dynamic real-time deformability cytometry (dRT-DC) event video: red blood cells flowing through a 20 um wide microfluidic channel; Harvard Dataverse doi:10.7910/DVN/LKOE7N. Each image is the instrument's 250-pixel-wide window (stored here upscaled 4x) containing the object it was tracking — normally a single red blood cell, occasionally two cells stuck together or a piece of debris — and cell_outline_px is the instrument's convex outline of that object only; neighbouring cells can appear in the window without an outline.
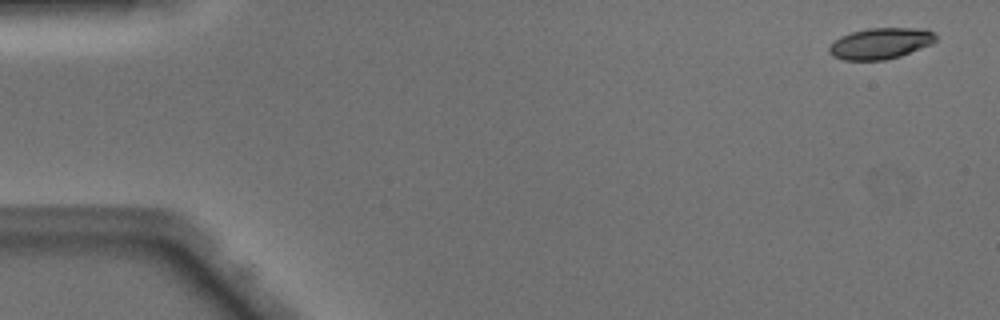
{"species": "Egyptian fruit bat (a non-hibernating species)", "species_latin": "Rousettus aegyptiacus", "temperature_condition": "warm", "stored_images_in_passage": 48, "camera_frame_rate_fps": 3000, "um_per_image_px": 0.085, "animal": {"sex": "male"}, "frame": {"image": 1, "passage_image": 1, "time_ms": 0.0, "image_size_px": [1000, 320], "cell_outline_px": [[936, 40], [932, 44], [900, 56], [884, 60], [844, 60], [832, 56], [828, 52], [828, 48], [840, 36], [852, 32], [868, 28], [924, 28], [932, 32], [936, 36]], "centroid_in_image_um": [74.84, 3.69], "position_along_channel_um": 10.2, "area_um2": 19.31}}
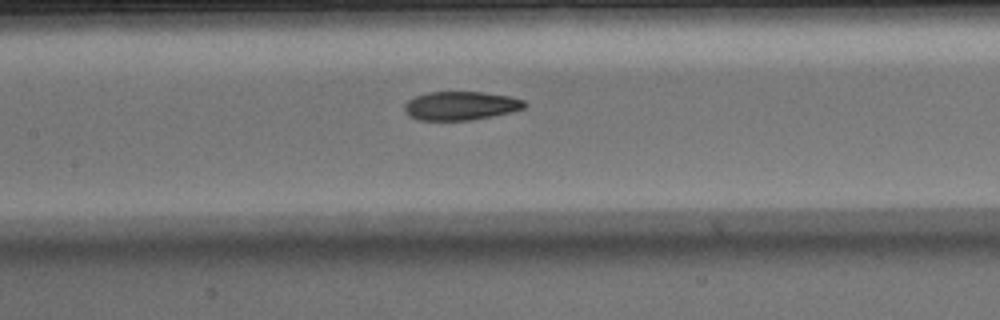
{"frame": {"image": 2, "passage_image": 22, "time_ms": 7.0, "image_size_px": [1000, 320], "cell_outline_px": [[528, 104], [524, 108], [492, 116], [472, 120], [416, 120], [408, 116], [404, 112], [404, 104], [408, 100], [416, 96], [428, 92], [484, 92], [508, 96], [524, 100]], "centroid_in_image_um": [39.12, 8.99], "position_along_channel_um": 168.3, "area_um2": 20.11}}
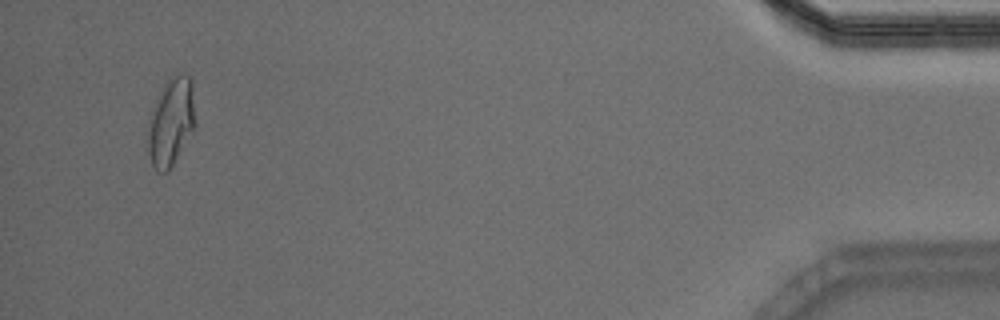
{"frame": {"image": 3, "passage_image": 46, "time_ms": 15.0, "image_size_px": [1000, 320], "cell_outline_px": [[196, 124], [168, 172], [160, 172], [152, 164], [148, 152], [148, 132], [152, 112], [156, 100], [164, 84], [168, 80], [184, 72], [192, 80], [196, 120]], "centroid_in_image_um": [14.57, 10.35], "position_along_channel_um": 420.6, "area_um2": 23.81}, "authors_computed_cell_mechanics": {"area_um2": 20.6924, "velocity_mm_per_s": 4.1139, "shape_relaxation_time_tau1_ms": 4.6861, "shape_relaxation_time_tau2_ms": 2.5874, "deformation_change_tau1": 0.195, "deformation_change_tau2": 0.0921}}